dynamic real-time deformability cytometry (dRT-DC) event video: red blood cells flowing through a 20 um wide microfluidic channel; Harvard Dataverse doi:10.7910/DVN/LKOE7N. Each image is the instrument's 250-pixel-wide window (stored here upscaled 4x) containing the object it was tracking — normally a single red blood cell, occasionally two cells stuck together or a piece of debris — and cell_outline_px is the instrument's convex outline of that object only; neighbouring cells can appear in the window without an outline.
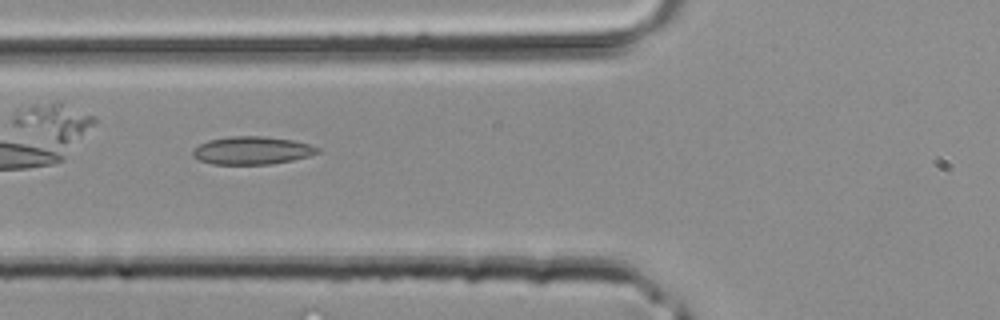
{"species": "common noctule bat (a hibernating species)", "species_latin": "Nyctalus noctula", "temperature_condition": "room temperature", "stored_images_in_passage": 29, "camera_frame_rate_fps": 3000, "um_per_image_px": 0.085, "animal": {"sex": "male", "body_mass_g": 20.4}, "frame": {"image": 1, "passage_image": 5, "time_ms": 1.333, "image_size_px": [1000, 320], "cell_outline_px": [[320, 152], [308, 156], [292, 160], [272, 164], [212, 164], [200, 160], [192, 156], [192, 152], [200, 144], [208, 140], [232, 136], [264, 136], [292, 140], [308, 144], [320, 148]], "centroid_in_image_um": [21.43, 12.79], "position_along_channel_um": 104.4, "area_um2": 20.17}}